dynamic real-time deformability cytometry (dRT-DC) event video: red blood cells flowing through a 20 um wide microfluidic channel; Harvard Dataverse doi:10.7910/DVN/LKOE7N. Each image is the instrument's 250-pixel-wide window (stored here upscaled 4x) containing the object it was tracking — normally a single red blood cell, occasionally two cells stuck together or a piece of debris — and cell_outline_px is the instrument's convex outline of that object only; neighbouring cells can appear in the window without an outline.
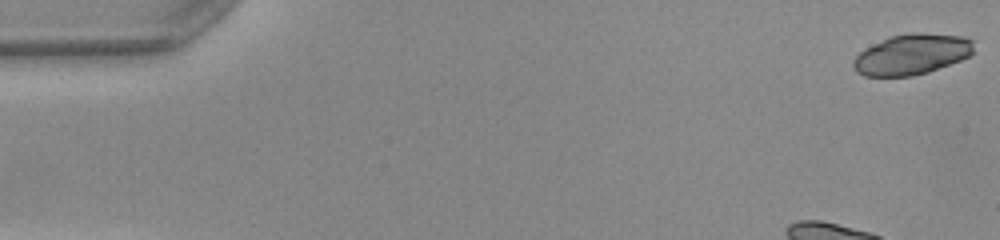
{"species": "common noctule bat (a hibernating species)", "species_latin": "Nyctalus noctula", "temperature_condition": "warm", "stored_images_in_passage": 39, "camera_frame_rate_fps": 3000, "um_per_image_px": 0.085, "animal": {"sex": "female", "body_mass_g": 22.0, "forearm_length_mm": 56.7}, "frame": {"image": 1, "passage_image": 1, "time_ms": 0.0, "image_size_px": [1000, 240], "cell_outline_px": [[976, 52], [960, 60], [928, 72], [912, 76], [864, 76], [856, 72], [852, 64], [852, 60], [864, 48], [888, 36], [908, 32], [920, 32], [964, 36], [972, 40]], "centroid_in_image_um": [77.49, 4.6], "position_along_channel_um": 7.5, "area_um2": 28.9}}
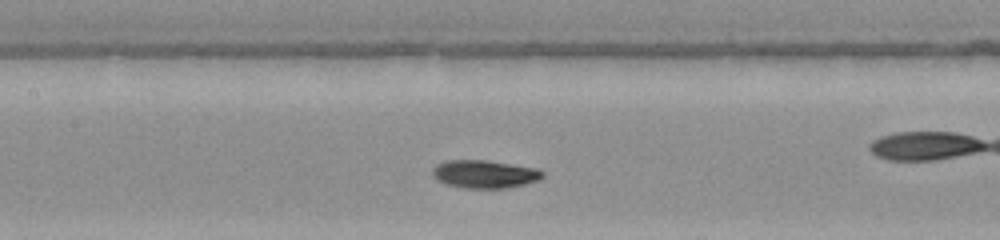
{"frame": {"image": 2, "passage_image": 21, "time_ms": 6.667, "image_size_px": [1000, 240], "cell_outline_px": [[544, 176], [540, 180], [524, 184], [504, 188], [464, 188], [444, 184], [436, 180], [432, 176], [432, 168], [436, 164], [448, 160], [484, 160], [536, 168], [544, 172]], "centroid_in_image_um": [41.15, 14.8], "position_along_channel_um": 166.3, "area_um2": 18.03}}
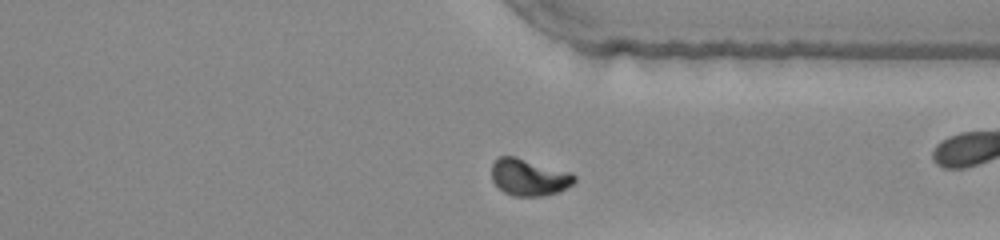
{"frame": {"image": 3, "passage_image": 36, "time_ms": 11.667, "image_size_px": [1000, 240], "cell_outline_px": [[576, 180], [572, 184], [560, 192], [540, 196], [512, 196], [504, 192], [492, 180], [492, 164], [500, 156], [516, 156], [572, 172], [576, 176]], "centroid_in_image_um": [44.99, 15.06], "position_along_channel_um": 366.4, "area_um2": 17.92}, "authors_computed_cell_mechanics": {"area_um2": 17.8024, "velocity_mm_per_s": 4.0219, "shape_relaxation_time_tau1_ms": 3.702, "shape_relaxation_time_tau2_ms": null, "deformation_change_tau1": 0.1557, "deformation_change_tau2": null}}